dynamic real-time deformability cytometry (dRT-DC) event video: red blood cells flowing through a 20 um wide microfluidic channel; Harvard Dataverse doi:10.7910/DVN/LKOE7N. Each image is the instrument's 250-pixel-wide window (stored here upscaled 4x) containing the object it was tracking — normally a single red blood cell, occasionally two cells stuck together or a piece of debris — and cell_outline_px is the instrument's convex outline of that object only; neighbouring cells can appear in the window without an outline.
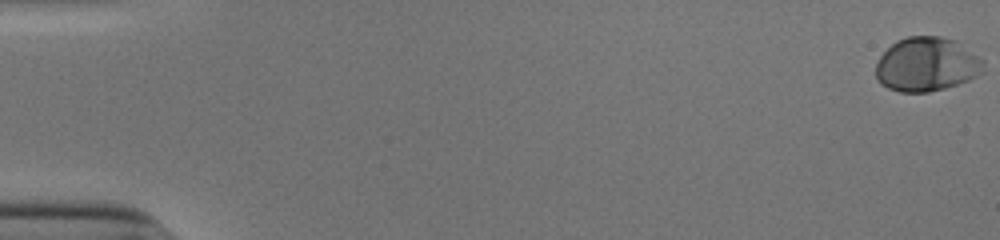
{"species": "human", "species_latin": "Homo sapiens", "temperature_condition": "cold", "stored_images_in_passage": 50, "camera_frame_rate_fps": 3000, "um_per_image_px": 0.085, "donor": {"sex": "male"}, "frame": {"image": 1, "passage_image": 1, "time_ms": 0.0, "image_size_px": [1000, 240], "cell_outline_px": [[984, 72], [968, 80], [944, 88], [928, 92], [900, 92], [888, 88], [880, 84], [876, 76], [876, 60], [896, 40], [908, 36], [940, 36], [956, 40], [984, 60]], "centroid_in_image_um": [78.76, 5.47], "position_along_channel_um": 6.2, "area_um2": 34.1}}
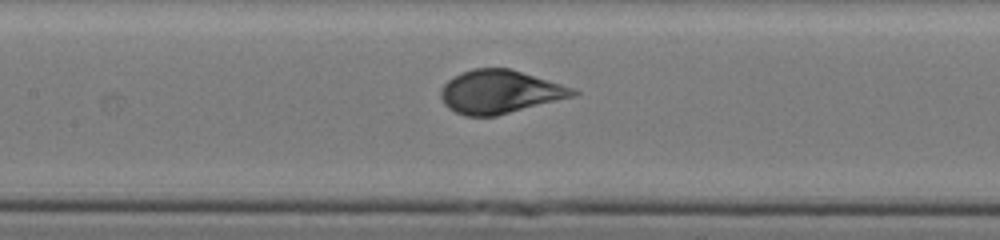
{"frame": {"image": 2, "passage_image": 27, "time_ms": 8.667, "image_size_px": [1000, 240], "cell_outline_px": [[580, 92], [576, 96], [496, 116], [464, 116], [448, 108], [444, 104], [440, 96], [440, 88], [448, 80], [460, 72], [472, 68], [508, 68], [560, 84], [572, 88]], "centroid_in_image_um": [42.44, 7.81], "position_along_channel_um": 165.0, "area_um2": 33.29}}
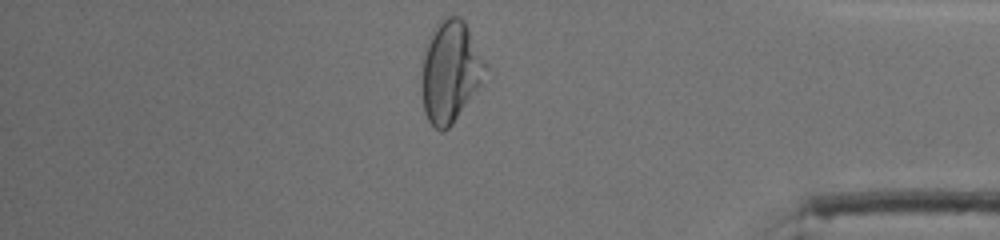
{"frame": {"image": 3, "passage_image": 47, "time_ms": 15.333, "image_size_px": [1000, 240], "cell_outline_px": [[488, 68], [480, 84], [452, 124], [444, 132], [440, 132], [428, 120], [424, 112], [424, 56], [428, 36], [436, 24], [444, 16], [460, 16], [464, 20]], "centroid_in_image_um": [38.29, 6.05], "position_along_channel_um": 396.9, "area_um2": 36.7}, "authors_computed_cell_mechanics": {"area_um2": 33.9864, "velocity_mm_per_s": 3.8847, "shape_relaxation_time_tau1_ms": 3.6526, "shape_relaxation_time_tau2_ms": null, "deformation_change_tau1": 0.1637, "deformation_change_tau2": null}}